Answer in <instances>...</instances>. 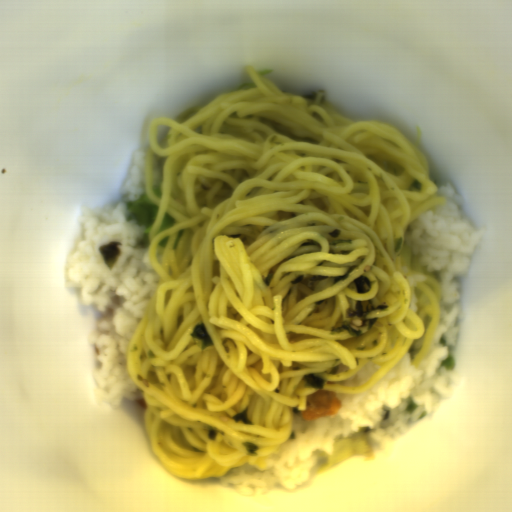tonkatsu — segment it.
<instances>
[{"mask_svg":"<svg viewBox=\"0 0 512 512\" xmlns=\"http://www.w3.org/2000/svg\"><path fill=\"white\" fill-rule=\"evenodd\" d=\"M137 403H138V405H139L142 409H144V410L146 411L147 404H146V402H145V400H144V397H143V398H139V399L137 400Z\"/></svg>","mask_w":512,"mask_h":512,"instance_id":"3a3dc1c2","label":"tonkatsu"},{"mask_svg":"<svg viewBox=\"0 0 512 512\" xmlns=\"http://www.w3.org/2000/svg\"><path fill=\"white\" fill-rule=\"evenodd\" d=\"M342 407V402L337 392L318 390L306 396V408L300 413L306 421H313L319 417H331L337 415Z\"/></svg>","mask_w":512,"mask_h":512,"instance_id":"d4beea91","label":"tonkatsu"}]
</instances>
